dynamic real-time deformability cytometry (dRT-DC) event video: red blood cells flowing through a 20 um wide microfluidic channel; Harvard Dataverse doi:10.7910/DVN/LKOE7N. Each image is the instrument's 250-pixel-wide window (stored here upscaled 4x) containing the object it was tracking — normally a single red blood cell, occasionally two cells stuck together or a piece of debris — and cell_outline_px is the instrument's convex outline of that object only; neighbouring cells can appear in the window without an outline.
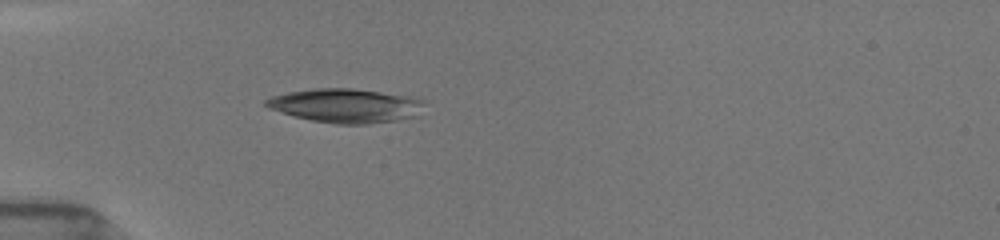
{"species": "common noctule bat (a hibernating species)", "species_latin": "Nyctalus noctula", "temperature_condition": "room temperature", "stored_images_in_passage": 22, "camera_frame_rate_fps": 3000, "um_per_image_px": 0.085, "animal": {"sex": "female", "body_mass_g": 19.5, "forearm_length_mm": 54.1}, "frame": {"image": 1, "passage_image": 9, "time_ms": 5.0, "image_size_px": [1000, 240], "cell_outline_px": [[424, 100], [416, 116], [396, 120], [368, 124], [336, 124], [312, 120], [296, 116], [268, 108], [264, 104], [264, 100], [272, 96], [288, 92], [312, 88], [352, 88], [408, 96]], "centroid_in_image_um": [29.34, 8.97], "position_along_channel_um": 55.7, "area_um2": 31.04}}